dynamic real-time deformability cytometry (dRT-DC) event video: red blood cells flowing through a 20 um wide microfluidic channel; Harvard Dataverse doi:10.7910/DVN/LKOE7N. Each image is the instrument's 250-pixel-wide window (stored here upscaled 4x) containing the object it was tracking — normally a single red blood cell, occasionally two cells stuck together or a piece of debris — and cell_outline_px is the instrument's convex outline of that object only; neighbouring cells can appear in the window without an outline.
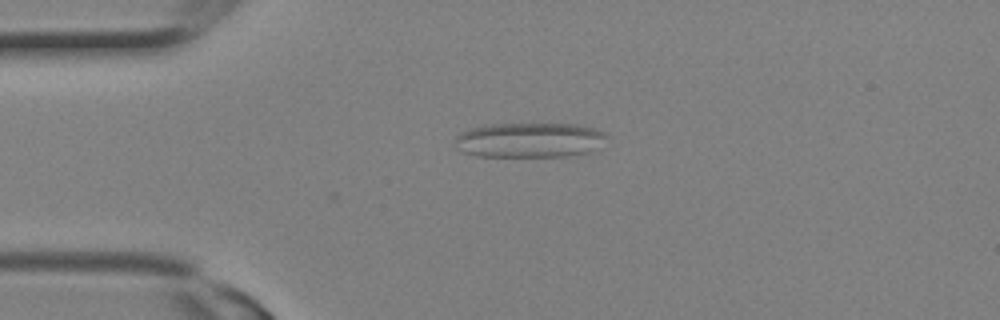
{"species": "Egyptian fruit bat (a non-hibernating species)", "species_latin": "Rousettus aegyptiacus", "temperature_condition": "room temperature", "stored_images_in_passage": 1, "camera_frame_rate_fps": 3000, "um_per_image_px": 0.085, "animal": {"sex": "female"}, "frame": {"image": 1, "passage_image": 1, "time_ms": 0.0, "image_size_px": [1000, 320], "cell_outline_px": [[608, 136], [588, 152], [568, 156], [476, 156], [464, 152], [456, 148], [456, 136], [460, 132], [468, 128], [488, 124], [576, 124], [596, 128], [604, 132]], "centroid_in_image_um": [44.95, 11.89], "position_along_channel_um": 40.0, "area_um2": 30.75}}